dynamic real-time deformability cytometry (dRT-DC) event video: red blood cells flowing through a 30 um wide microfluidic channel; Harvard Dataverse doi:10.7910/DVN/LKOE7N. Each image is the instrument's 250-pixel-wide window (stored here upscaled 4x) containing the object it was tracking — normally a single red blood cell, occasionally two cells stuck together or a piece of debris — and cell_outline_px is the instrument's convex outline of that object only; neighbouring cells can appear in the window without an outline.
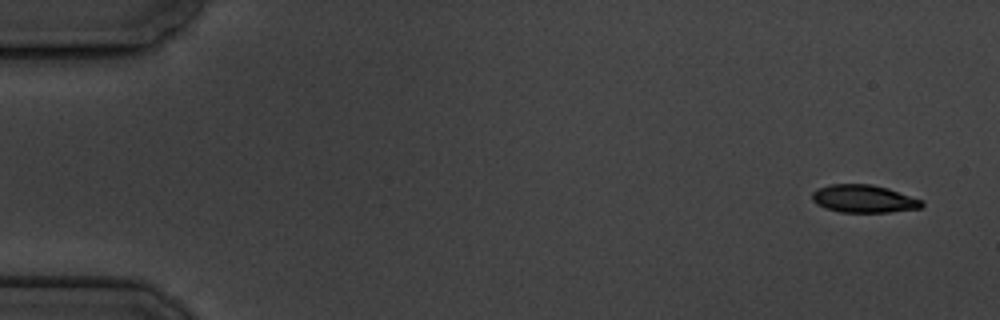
{"species": "common noctule bat (a hibernating species)", "species_latin": "Nyctalus noctula", "temperature_condition": "cold", "stored_images_in_passage": 15, "camera_frame_rate_fps": 3000, "um_per_image_px": 0.085, "animal": {"sex": "male", "body_mass_g": 19.5, "forearm_length_mm": 54.6}, "frame": {"image": 1, "passage_image": 1, "time_ms": 0.0, "image_size_px": [1000, 320], "cell_outline_px": [[924, 204], [920, 208], [888, 212], [840, 212], [824, 208], [816, 204], [812, 200], [812, 192], [820, 188], [832, 184], [872, 184], [888, 188], [924, 200]], "centroid_in_image_um": [73.43, 16.9], "position_along_channel_um": 11.6, "area_um2": 17.8}}
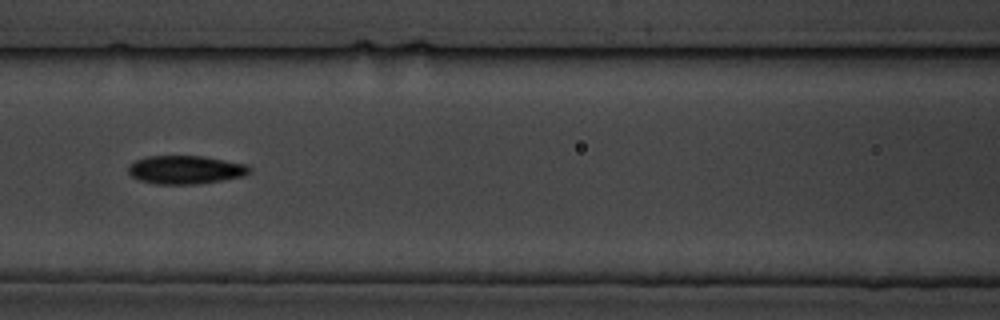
{"frame": {"image": 2, "passage_image": 7, "time_ms": 7.667, "image_size_px": [1000, 320], "cell_outline_px": [[252, 172], [244, 176], [196, 184], [156, 184], [140, 180], [132, 176], [128, 172], [128, 164], [136, 160], [148, 156], [204, 156], [248, 164], [252, 168]], "centroid_in_image_um": [15.8, 14.42], "position_along_channel_um": 150.8, "area_um2": 20.17}}
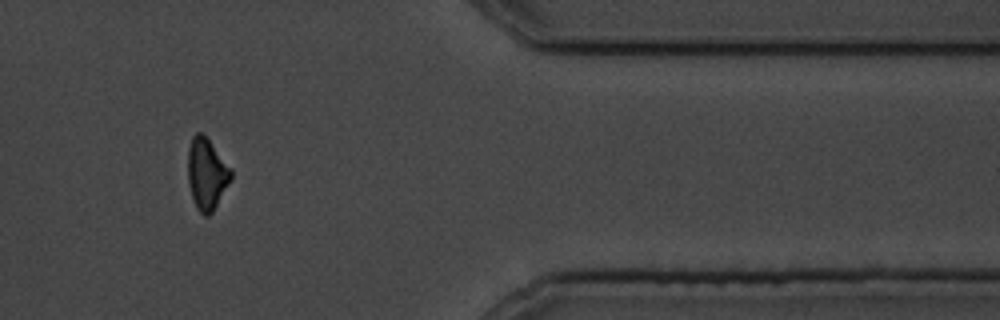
{"frame": {"image": 3, "passage_image": 13, "time_ms": 15.333, "image_size_px": [1000, 320], "cell_outline_px": [[232, 180], [212, 212], [208, 216], [204, 216], [196, 208], [188, 184], [188, 148], [192, 136], [196, 132], [200, 132], [208, 140], [232, 168]], "centroid_in_image_um": [17.58, 14.8], "position_along_channel_um": 393.8, "area_um2": 17.98}, "authors_computed_cell_mechanics": {"area_um2": 19.3052, "velocity_mm_per_s": 3.483, "shape_relaxation_time_tau1_ms": 2.1947, "shape_relaxation_time_tau2_ms": null, "deformation_change_tau1": 0.0761, "deformation_change_tau2": null}}